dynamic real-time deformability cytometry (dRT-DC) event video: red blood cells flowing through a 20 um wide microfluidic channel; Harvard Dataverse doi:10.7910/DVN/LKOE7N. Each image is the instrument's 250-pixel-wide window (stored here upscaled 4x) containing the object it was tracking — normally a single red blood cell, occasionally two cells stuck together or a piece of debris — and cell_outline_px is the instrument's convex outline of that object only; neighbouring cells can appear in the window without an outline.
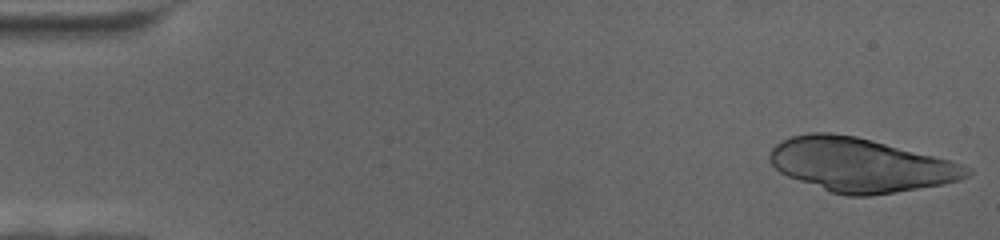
{"species": "human", "species_latin": "Homo sapiens", "temperature_condition": "cold", "stored_images_in_passage": 65, "camera_frame_rate_fps": 3000, "um_per_image_px": 0.085, "donor": {"sex": "female"}, "frame": {"image": 1, "passage_image": 1, "time_ms": 0.0, "image_size_px": [1000, 240], "cell_outline_px": [[972, 172], [968, 176], [960, 180], [940, 184], [896, 192], [868, 196], [848, 196], [832, 192], [788, 176], [780, 172], [768, 160], [768, 156], [772, 148], [776, 144], [788, 136], [812, 132], [828, 132], [856, 136], [872, 140], [948, 160], [972, 168]], "centroid_in_image_um": [73.09, 14.01], "position_along_channel_um": 11.9, "area_um2": 61.21}}